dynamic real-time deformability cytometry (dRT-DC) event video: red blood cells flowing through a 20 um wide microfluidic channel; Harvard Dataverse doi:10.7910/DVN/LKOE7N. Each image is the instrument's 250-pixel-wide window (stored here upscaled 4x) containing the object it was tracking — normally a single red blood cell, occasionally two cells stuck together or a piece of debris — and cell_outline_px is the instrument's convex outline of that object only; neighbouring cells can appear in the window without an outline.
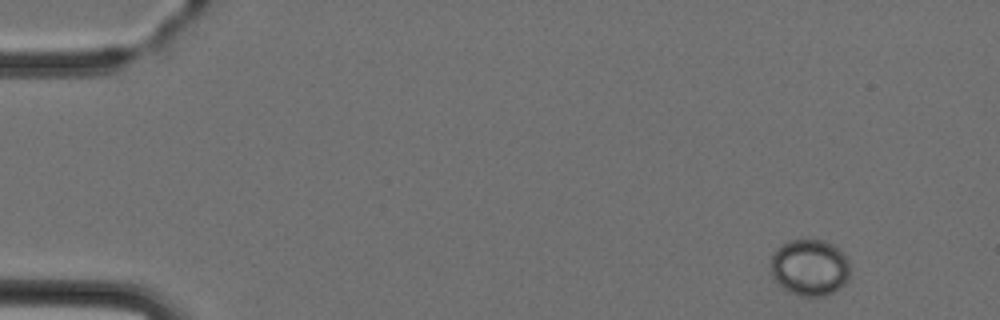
{"species": "Egyptian fruit bat (a non-hibernating species)", "species_latin": "Rousettus aegyptiacus", "temperature_condition": "cold", "stored_images_in_passage": 5, "camera_frame_rate_fps": 3000, "um_per_image_px": 0.085, "animal": {"sex": "female"}, "frame": {"image": 1, "passage_image": 1, "time_ms": 0.0, "image_size_px": [1000, 320], "cell_outline_px": [[848, 276], [844, 284], [840, 288], [824, 296], [804, 296], [788, 292], [772, 276], [772, 256], [776, 248], [788, 240], [824, 240], [832, 244], [844, 252], [848, 260]], "centroid_in_image_um": [68.83, 22.72], "position_along_channel_um": 16.2, "area_um2": 25.95}}
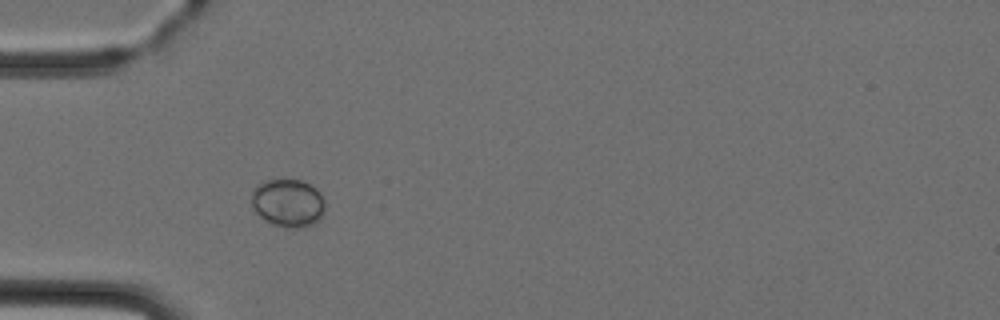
{"frame": {"image": 2, "passage_image": 4, "time_ms": 3.667, "image_size_px": [1000, 320], "cell_outline_px": [[324, 212], [312, 224], [304, 228], [284, 228], [272, 224], [260, 216], [256, 212], [252, 204], [252, 192], [256, 184], [268, 180], [300, 180], [316, 188], [320, 192], [324, 200]], "centroid_in_image_um": [24.47, 17.26], "position_along_channel_um": 60.5, "area_um2": 20.52}}
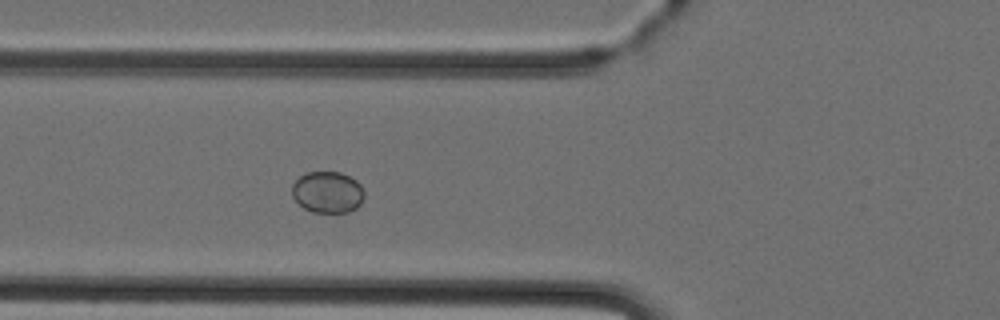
{"frame": {"image": 3, "passage_image": 5, "time_ms": 4.667, "image_size_px": [1000, 320], "cell_outline_px": [[364, 196], [360, 204], [356, 208], [348, 212], [312, 212], [304, 208], [292, 196], [292, 184], [300, 176], [308, 172], [340, 172], [356, 180], [360, 184], [364, 192]], "centroid_in_image_um": [27.84, 16.33], "position_along_channel_um": 98.0, "area_um2": 17.4}}